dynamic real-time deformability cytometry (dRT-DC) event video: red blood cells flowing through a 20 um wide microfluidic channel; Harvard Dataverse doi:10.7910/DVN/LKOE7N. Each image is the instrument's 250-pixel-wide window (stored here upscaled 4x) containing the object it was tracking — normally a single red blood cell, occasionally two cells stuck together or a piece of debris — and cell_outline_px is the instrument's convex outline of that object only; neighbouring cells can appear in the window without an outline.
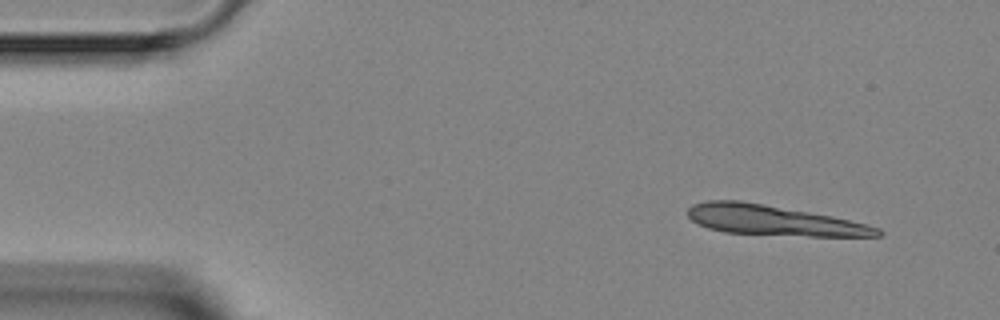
{"species": "Egyptian fruit bat (a non-hibernating species)", "species_latin": "Rousettus aegyptiacus", "temperature_condition": "room temperature", "stored_images_in_passage": 4, "segment_of_instrument_passage": [1, 2], "camera_frame_rate_fps": 3000, "um_per_image_px": 0.085, "animal": {"sex": "female"}, "frame": {"image": 1, "passage_image": 1, "time_ms": 0.0, "image_size_px": [1000, 320], "cell_outline_px": [[884, 232], [880, 236], [808, 236], [724, 232], [708, 228], [692, 220], [688, 216], [688, 208], [692, 204], [708, 200], [740, 200], [832, 216], [880, 228]], "centroid_in_image_um": [65.72, 18.72], "position_along_channel_um": 19.3, "area_um2": 32.89}}